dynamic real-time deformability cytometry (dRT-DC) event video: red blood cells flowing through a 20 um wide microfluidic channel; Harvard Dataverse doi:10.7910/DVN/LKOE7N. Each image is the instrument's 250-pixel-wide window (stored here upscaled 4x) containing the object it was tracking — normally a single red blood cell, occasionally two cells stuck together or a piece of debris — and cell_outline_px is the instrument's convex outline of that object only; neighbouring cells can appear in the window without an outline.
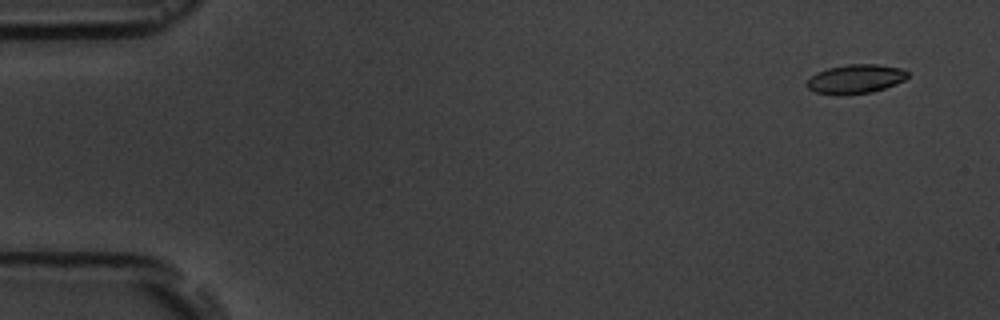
{"species": "common noctule bat (a hibernating species)", "species_latin": "Nyctalus noctula", "temperature_condition": "room temperature", "stored_images_in_passage": 4, "camera_frame_rate_fps": 3000, "um_per_image_px": 0.085, "animal": {"sex": "male", "body_mass_g": 19.5, "forearm_length_mm": 54.6}, "frame": {"image": 1, "passage_image": 1, "time_ms": 0.0, "image_size_px": [1000, 320], "cell_outline_px": [[908, 76], [904, 80], [896, 84], [872, 92], [836, 96], [816, 92], [808, 88], [804, 84], [816, 72], [828, 68], [848, 64], [876, 64], [900, 68], [908, 72]], "centroid_in_image_um": [72.69, 6.72], "position_along_channel_um": 12.3, "area_um2": 17.17}}
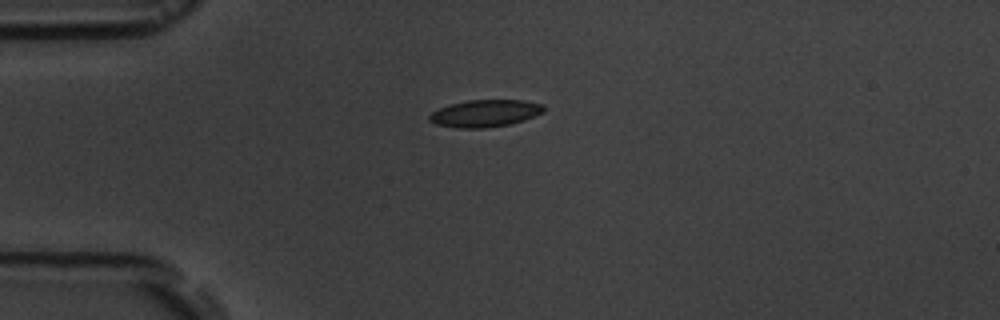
{"frame": {"image": 2, "passage_image": 4, "time_ms": 3.667, "image_size_px": [1000, 320], "cell_outline_px": [[544, 112], [524, 120], [512, 124], [484, 128], [456, 128], [436, 124], [428, 120], [428, 116], [432, 112], [440, 108], [452, 104], [468, 100], [524, 100], [544, 104]], "centroid_in_image_um": [41.25, 9.64], "position_along_channel_um": 43.7, "area_um2": 18.15}}